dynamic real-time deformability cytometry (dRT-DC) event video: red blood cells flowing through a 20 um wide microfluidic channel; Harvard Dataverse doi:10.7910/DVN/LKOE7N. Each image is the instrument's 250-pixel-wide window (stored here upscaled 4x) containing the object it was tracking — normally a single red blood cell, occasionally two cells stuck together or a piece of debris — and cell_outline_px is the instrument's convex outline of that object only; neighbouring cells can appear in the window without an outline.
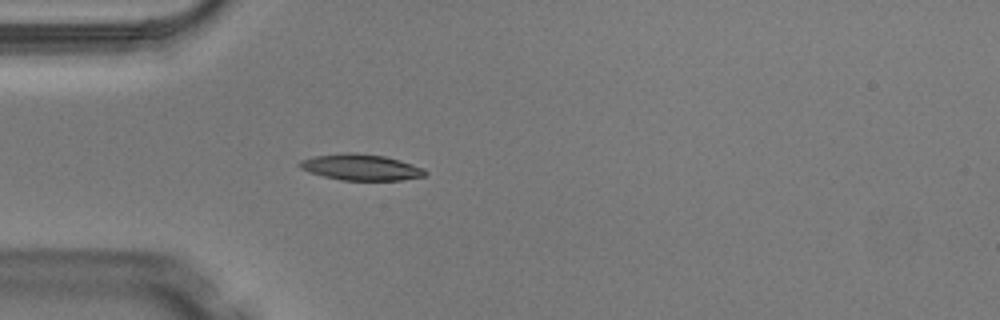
{"species": "Egyptian fruit bat (a non-hibernating species)", "species_latin": "Rousettus aegyptiacus", "temperature_condition": "warm", "stored_images_in_passage": 3, "camera_frame_rate_fps": 3000, "um_per_image_px": 0.085, "animal": {"sex": "male"}, "frame": {"image": 1, "passage_image": 3, "time_ms": 0.667, "image_size_px": [1000, 320], "cell_outline_px": [[428, 172], [424, 176], [400, 180], [340, 180], [308, 172], [300, 168], [296, 164], [300, 160], [316, 156], [344, 152], [356, 152], [384, 156], [400, 160], [424, 168]], "centroid_in_image_um": [30.66, 14.21], "position_along_channel_um": 54.3, "area_um2": 19.19}}